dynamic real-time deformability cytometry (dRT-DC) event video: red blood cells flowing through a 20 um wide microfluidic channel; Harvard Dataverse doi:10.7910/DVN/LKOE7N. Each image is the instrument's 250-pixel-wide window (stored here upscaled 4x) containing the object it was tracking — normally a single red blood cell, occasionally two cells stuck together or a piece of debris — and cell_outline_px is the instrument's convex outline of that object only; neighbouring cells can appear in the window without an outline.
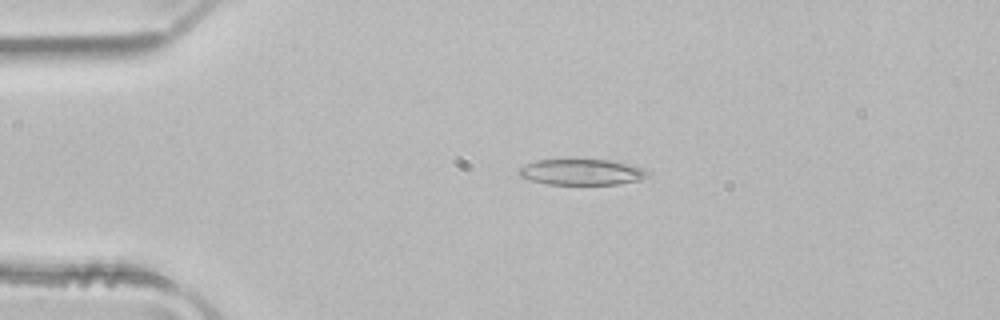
{"species": "common noctule bat (a hibernating species)", "species_latin": "Nyctalus noctula", "temperature_condition": "room temperature", "stored_images_in_passage": 2, "camera_frame_rate_fps": 3000, "um_per_image_px": 0.085, "animal": {"sex": "male", "body_mass_g": 21.5, "forearm_length_mm": 52.0}, "frame": {"image": 1, "passage_image": 1, "time_ms": 0.0, "image_size_px": [1000, 320], "cell_outline_px": [[652, 172], [648, 176], [640, 180], [616, 184], [548, 184], [532, 180], [520, 176], [516, 172], [520, 168], [536, 160], [572, 156], [612, 160], [632, 164], [644, 168]], "centroid_in_image_um": [49.48, 14.56], "position_along_channel_um": 35.5, "area_um2": 20.52}}